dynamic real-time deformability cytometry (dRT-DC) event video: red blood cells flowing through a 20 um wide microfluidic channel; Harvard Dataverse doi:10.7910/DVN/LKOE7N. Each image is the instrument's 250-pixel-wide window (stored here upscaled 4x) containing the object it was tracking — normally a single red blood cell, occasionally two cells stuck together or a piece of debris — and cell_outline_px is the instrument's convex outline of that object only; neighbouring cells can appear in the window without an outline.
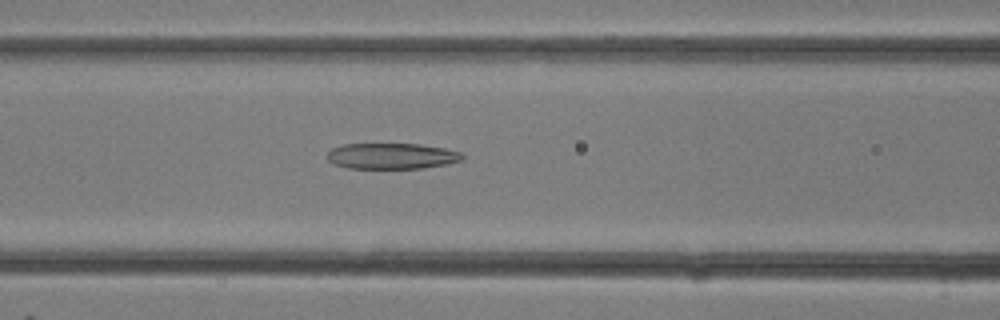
{"species": "common noctule bat (a hibernating species)", "species_latin": "Nyctalus noctula", "temperature_condition": "room temperature", "stored_images_in_passage": 13, "camera_frame_rate_fps": 3000, "um_per_image_px": 0.085, "animal": {"sex": "female"}, "frame": {"image": 1, "passage_image": 11, "time_ms": 3.333, "image_size_px": [1000, 320], "cell_outline_px": [[464, 156], [460, 160], [448, 164], [424, 168], [348, 168], [332, 164], [328, 160], [328, 152], [332, 148], [344, 144], [420, 144], [444, 148], [460, 152]], "centroid_in_image_um": [33.28, 13.26], "position_along_channel_um": 133.3, "area_um2": 20.35}}
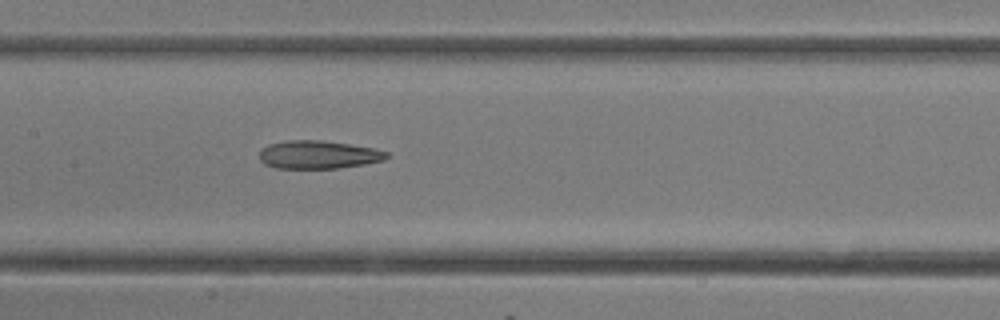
{"frame": {"image": 2, "passage_image": 13, "time_ms": 4.0, "image_size_px": [1000, 320], "cell_outline_px": [[388, 156], [384, 160], [364, 164], [340, 168], [276, 168], [264, 164], [260, 160], [260, 148], [268, 144], [284, 140], [320, 140], [348, 144], [372, 148], [388, 152]], "centroid_in_image_um": [27.01, 13.14], "position_along_channel_um": 180.4, "area_um2": 20.87}}